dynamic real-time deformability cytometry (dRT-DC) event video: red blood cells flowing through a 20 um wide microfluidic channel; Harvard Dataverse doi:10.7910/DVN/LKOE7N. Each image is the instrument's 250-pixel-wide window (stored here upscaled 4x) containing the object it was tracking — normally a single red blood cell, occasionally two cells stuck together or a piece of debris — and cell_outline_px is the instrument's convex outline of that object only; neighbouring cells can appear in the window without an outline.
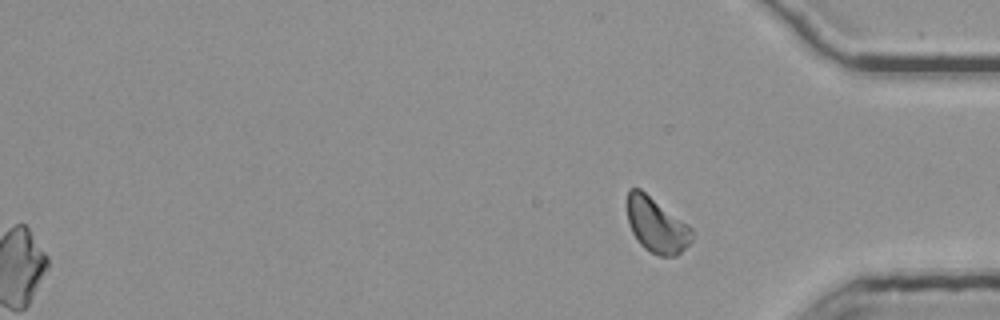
{"species": "common noctule bat (a hibernating species)", "species_latin": "Nyctalus noctula", "temperature_condition": "room temperature", "stored_images_in_passage": 39, "segment_of_instrument_passage": [2, 2], "camera_frame_rate_fps": 3000, "um_per_image_px": 0.085, "animal": {"sex": "female", "body_mass_g": 25.1}, "frame": {"image": 1, "passage_image": 39, "time_ms": 12.667, "image_size_px": [1000, 320], "cell_outline_px": [[696, 232], [692, 240], [676, 256], [660, 256], [644, 248], [640, 244], [632, 232], [628, 224], [628, 188], [640, 188], [692, 228]], "centroid_in_image_um": [55.81, 19.14], "position_along_channel_um": 379.4, "area_um2": 20.58}}